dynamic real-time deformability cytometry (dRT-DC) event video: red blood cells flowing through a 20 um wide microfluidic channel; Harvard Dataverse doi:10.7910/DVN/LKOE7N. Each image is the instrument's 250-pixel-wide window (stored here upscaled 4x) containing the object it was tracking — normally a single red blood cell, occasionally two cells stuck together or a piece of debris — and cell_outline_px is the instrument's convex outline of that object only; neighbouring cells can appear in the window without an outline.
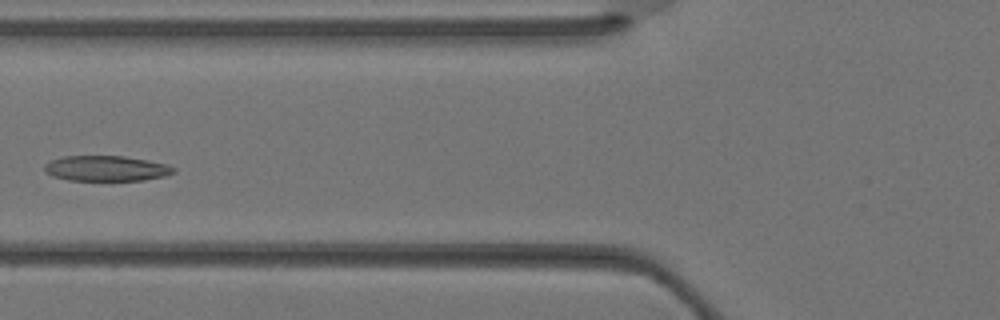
{"species": "Egyptian fruit bat (a non-hibernating species)", "species_latin": "Rousettus aegyptiacus", "temperature_condition": "warm", "stored_images_in_passage": 35, "camera_frame_rate_fps": 3000, "um_per_image_px": 0.085, "animal": {"sex": "female"}, "frame": {"image": 1, "passage_image": 13, "time_ms": 4.0, "image_size_px": [1000, 320], "cell_outline_px": [[176, 172], [164, 176], [144, 180], [68, 180], [52, 176], [44, 172], [44, 164], [52, 160], [64, 156], [124, 156], [148, 160], [168, 164], [176, 168]], "centroid_in_image_um": [9.04, 14.31], "position_along_channel_um": 116.8, "area_um2": 19.19}}
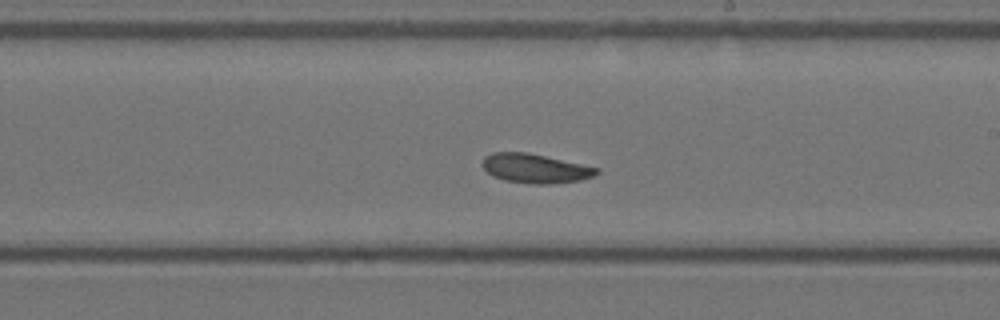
{"frame": {"image": 2, "passage_image": 20, "time_ms": 6.333, "image_size_px": [1000, 320], "cell_outline_px": [[600, 172], [592, 176], [580, 180], [548, 184], [536, 184], [504, 180], [492, 176], [480, 164], [484, 156], [492, 152], [528, 152], [600, 168]], "centroid_in_image_um": [45.46, 14.3], "position_along_channel_um": 243.5, "area_um2": 19.48}}
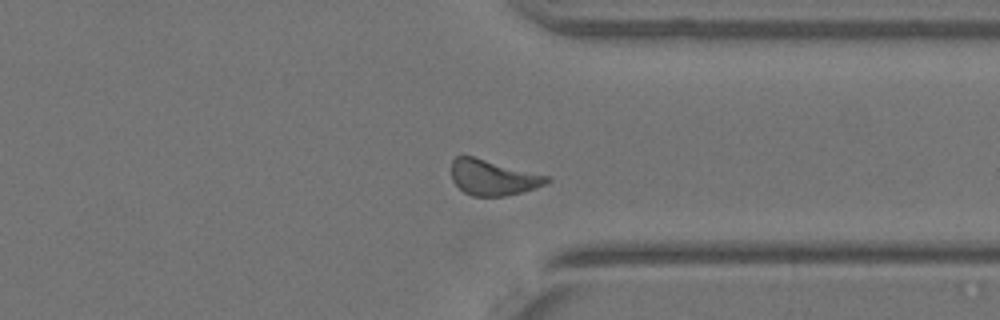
{"frame": {"image": 3, "passage_image": 27, "time_ms": 8.667, "image_size_px": [1000, 320], "cell_outline_px": [[552, 180], [536, 188], [504, 196], [472, 196], [464, 192], [452, 180], [452, 160], [456, 156], [472, 156], [552, 176]], "centroid_in_image_um": [41.94, 15.08], "position_along_channel_um": 369.5, "area_um2": 19.77}}